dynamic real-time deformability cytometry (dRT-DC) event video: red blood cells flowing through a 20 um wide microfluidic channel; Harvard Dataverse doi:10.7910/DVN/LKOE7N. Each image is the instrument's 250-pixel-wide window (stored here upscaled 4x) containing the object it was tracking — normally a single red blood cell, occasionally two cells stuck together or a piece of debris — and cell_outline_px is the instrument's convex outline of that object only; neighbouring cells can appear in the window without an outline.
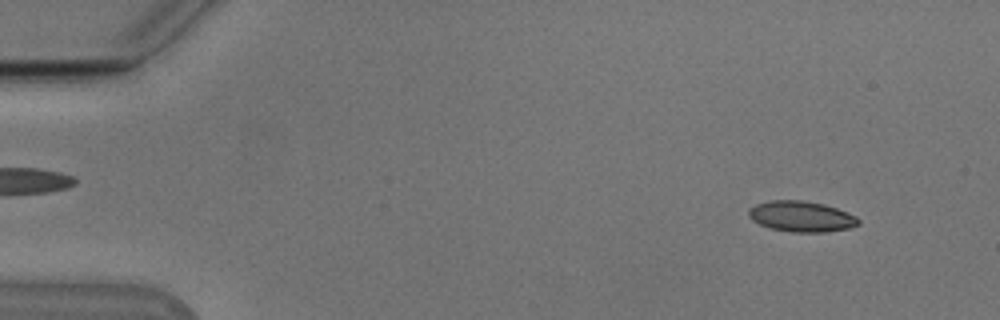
{"species": "Egyptian fruit bat (a non-hibernating species)", "species_latin": "Rousettus aegyptiacus", "temperature_condition": "cold", "stored_images_in_passage": 53, "camera_frame_rate_fps": 3000, "um_per_image_px": 0.085, "animal": {"sex": "male"}, "frame": {"image": 1, "passage_image": 5, "time_ms": 1.333, "image_size_px": [1000, 320], "cell_outline_px": [[860, 224], [848, 228], [824, 232], [792, 232], [772, 228], [760, 224], [752, 220], [748, 216], [748, 208], [756, 204], [772, 200], [800, 200], [824, 204], [848, 212], [856, 216], [860, 220]], "centroid_in_image_um": [68.11, 18.39], "position_along_channel_um": 16.9, "area_um2": 19.59}}
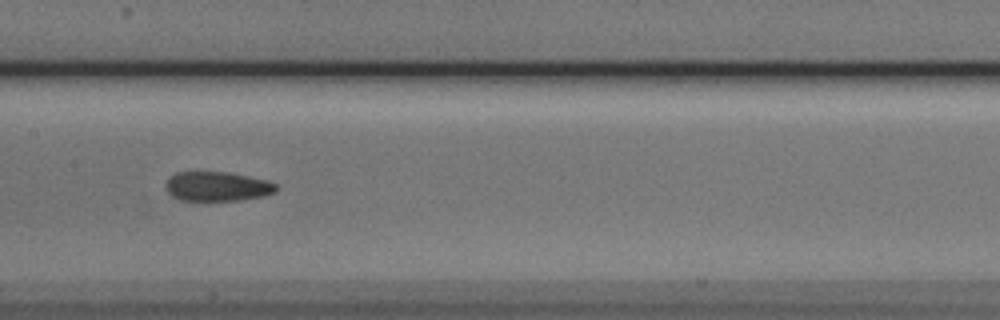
{"frame": {"image": 2, "passage_image": 27, "time_ms": 8.667, "image_size_px": [1000, 320], "cell_outline_px": [[276, 192], [264, 196], [240, 200], [180, 200], [172, 196], [168, 192], [164, 184], [176, 172], [224, 172], [248, 176], [268, 180], [276, 184]], "centroid_in_image_um": [18.47, 15.85], "position_along_channel_um": 188.9, "area_um2": 18.84}}
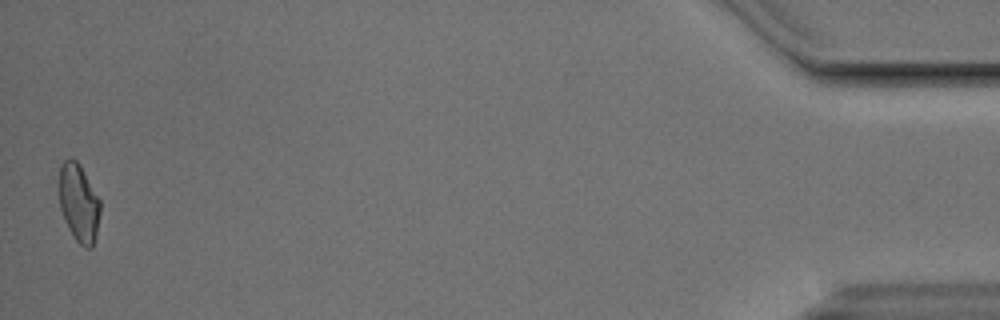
{"frame": {"image": 3, "passage_image": 53, "time_ms": 17.333, "image_size_px": [1000, 320], "cell_outline_px": [[100, 212], [96, 236], [92, 248], [84, 248], [72, 236], [64, 220], [60, 208], [60, 168], [64, 160], [68, 156], [76, 160], [80, 164], [100, 200]], "centroid_in_image_um": [6.7, 17.26], "position_along_channel_um": 428.5, "area_um2": 18.73}, "authors_computed_cell_mechanics": {"area_um2": 19.2474, "velocity_mm_per_s": 3.8281, "shape_relaxation_time_tau1_ms": 3.5934, "shape_relaxation_time_tau2_ms": 2.685, "deformation_change_tau1": 0.1326, "deformation_change_tau2": 0.0874}}